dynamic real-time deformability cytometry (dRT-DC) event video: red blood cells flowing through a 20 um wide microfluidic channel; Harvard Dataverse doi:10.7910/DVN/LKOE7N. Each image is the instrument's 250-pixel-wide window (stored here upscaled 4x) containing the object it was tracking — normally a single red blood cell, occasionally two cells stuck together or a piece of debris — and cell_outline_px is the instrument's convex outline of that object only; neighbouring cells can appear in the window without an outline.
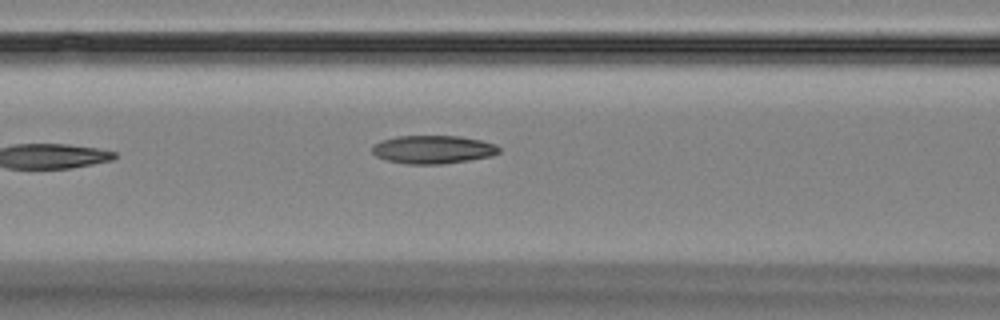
{"species": "Egyptian fruit bat (a non-hibernating species)", "species_latin": "Rousettus aegyptiacus", "temperature_condition": "room temperature", "stored_images_in_passage": 6, "camera_frame_rate_fps": 3000, "um_per_image_px": 0.085, "animal": {"sex": "female"}, "frame": {"image": 1, "passage_image": 6, "time_ms": 7.333, "image_size_px": [1000, 320], "cell_outline_px": [[500, 152], [492, 156], [468, 160], [440, 164], [408, 164], [388, 160], [376, 156], [372, 152], [372, 144], [380, 140], [396, 136], [460, 136], [480, 140], [496, 144], [500, 148]], "centroid_in_image_um": [36.79, 12.7], "position_along_channel_um": 129.8, "area_um2": 20.92}}